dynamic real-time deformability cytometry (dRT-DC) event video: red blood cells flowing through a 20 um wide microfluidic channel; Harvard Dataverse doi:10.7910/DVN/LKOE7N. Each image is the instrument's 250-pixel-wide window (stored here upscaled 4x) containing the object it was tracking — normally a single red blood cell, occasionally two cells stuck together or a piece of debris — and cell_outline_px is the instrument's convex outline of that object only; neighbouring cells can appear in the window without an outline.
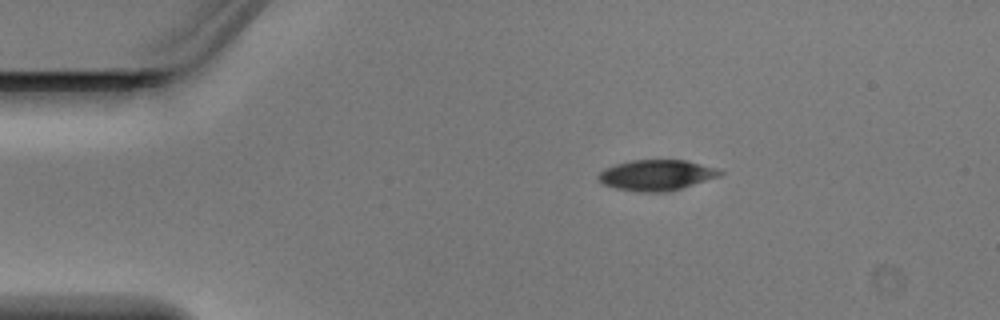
{"species": "Egyptian fruit bat (a non-hibernating species)", "species_latin": "Rousettus aegyptiacus", "temperature_condition": "warm", "stored_images_in_passage": 2, "camera_frame_rate_fps": 3000, "um_per_image_px": 0.085, "animal": {"sex": "male"}, "frame": {"image": 1, "passage_image": 1, "time_ms": 0.0, "image_size_px": [1000, 320], "cell_outline_px": [[724, 172], [720, 176], [668, 192], [636, 192], [616, 188], [604, 184], [596, 176], [604, 168], [616, 164], [632, 160], [684, 160], [716, 168]], "centroid_in_image_um": [55.78, 14.89], "position_along_channel_um": 29.2, "area_um2": 21.62}}